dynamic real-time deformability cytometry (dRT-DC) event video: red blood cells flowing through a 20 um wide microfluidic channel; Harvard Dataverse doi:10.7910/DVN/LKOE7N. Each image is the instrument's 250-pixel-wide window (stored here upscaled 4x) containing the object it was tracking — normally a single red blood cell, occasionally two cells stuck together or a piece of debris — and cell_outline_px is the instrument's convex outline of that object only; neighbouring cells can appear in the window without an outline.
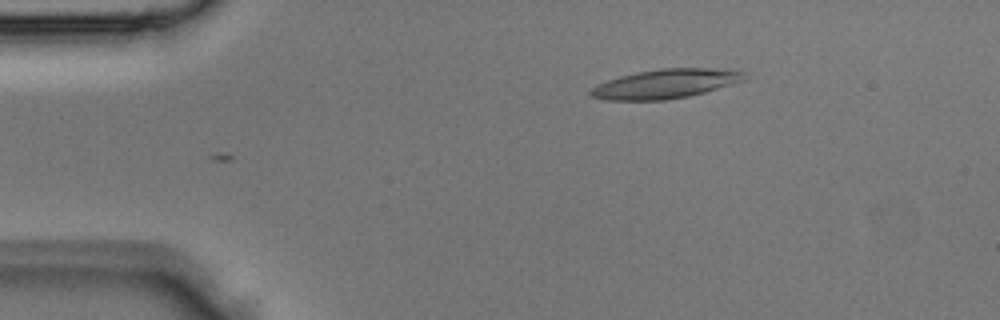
{"species": "Egyptian fruit bat (a non-hibernating species)", "species_latin": "Rousettus aegyptiacus", "temperature_condition": "room temperature", "stored_images_in_passage": 3, "camera_frame_rate_fps": 3000, "um_per_image_px": 0.085, "animal": {"sex": "male"}, "frame": {"image": 1, "passage_image": 2, "time_ms": 0.333, "image_size_px": [1000, 320], "cell_outline_px": [[748, 80], [704, 92], [688, 96], [664, 100], [608, 100], [592, 96], [588, 92], [596, 84], [620, 76], [636, 72], [660, 68], [728, 68], [748, 72]], "centroid_in_image_um": [56.67, 7.1], "position_along_channel_um": 28.3, "area_um2": 26.53}}